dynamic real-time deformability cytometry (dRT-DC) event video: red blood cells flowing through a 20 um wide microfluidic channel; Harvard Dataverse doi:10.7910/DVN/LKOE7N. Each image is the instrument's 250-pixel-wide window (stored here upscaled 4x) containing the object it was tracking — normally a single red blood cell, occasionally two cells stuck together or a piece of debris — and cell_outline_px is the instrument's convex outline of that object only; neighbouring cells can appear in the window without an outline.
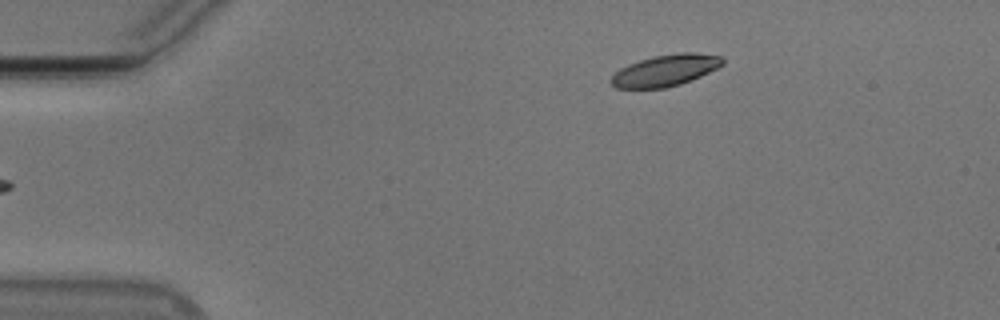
{"species": "Egyptian fruit bat (a non-hibernating species)", "species_latin": "Rousettus aegyptiacus", "temperature_condition": "cold", "stored_images_in_passage": 46, "camera_frame_rate_fps": 3000, "um_per_image_px": 0.085, "animal": {"sex": "male"}, "frame": {"image": 1, "passage_image": 1, "time_ms": 0.0, "image_size_px": [1000, 320], "cell_outline_px": [[724, 64], [700, 76], [680, 84], [664, 88], [616, 88], [608, 80], [620, 68], [628, 64], [652, 56], [676, 52], [696, 52], [724, 56]], "centroid_in_image_um": [56.56, 5.96], "position_along_channel_um": 28.4, "area_um2": 20.58}}
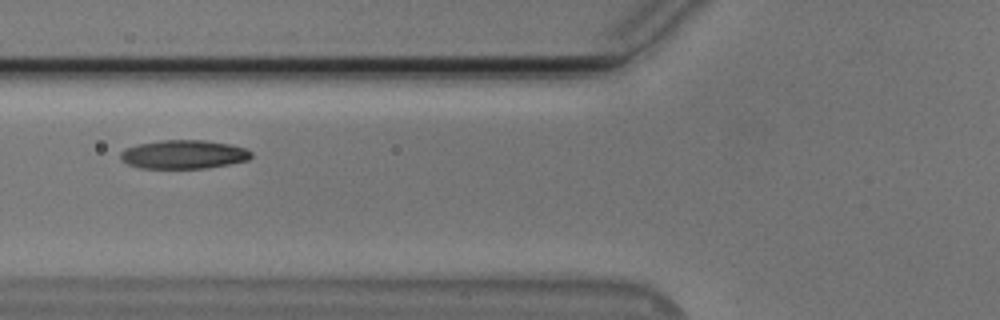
{"frame": {"image": 2, "passage_image": 13, "time_ms": 4.0, "image_size_px": [1000, 320], "cell_outline_px": [[252, 156], [248, 160], [228, 164], [204, 168], [140, 168], [128, 164], [120, 160], [120, 152], [124, 148], [136, 144], [160, 140], [204, 140], [228, 144], [244, 148], [252, 152]], "centroid_in_image_um": [15.55, 13.12], "position_along_channel_um": 110.2, "area_um2": 21.91}}
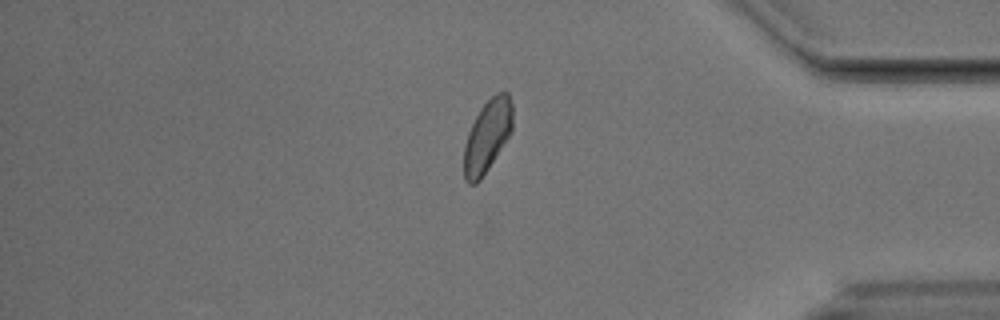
{"frame": {"image": 3, "passage_image": 38, "time_ms": 12.333, "image_size_px": [1000, 320], "cell_outline_px": [[512, 128], [508, 136], [488, 168], [480, 180], [476, 184], [468, 184], [464, 180], [464, 144], [468, 132], [480, 108], [496, 92], [504, 88], [508, 92], [512, 104]], "centroid_in_image_um": [41.41, 11.53], "position_along_channel_um": 393.8, "area_um2": 20.4}, "authors_computed_cell_mechanics": {"area_um2": 21.4149, "velocity_mm_per_s": 3.7108, "shape_relaxation_time_tau1_ms": 4.2836, "shape_relaxation_time_tau2_ms": 3.6219, "deformation_change_tau1": 0.1237, "deformation_change_tau2": 0.0575}}